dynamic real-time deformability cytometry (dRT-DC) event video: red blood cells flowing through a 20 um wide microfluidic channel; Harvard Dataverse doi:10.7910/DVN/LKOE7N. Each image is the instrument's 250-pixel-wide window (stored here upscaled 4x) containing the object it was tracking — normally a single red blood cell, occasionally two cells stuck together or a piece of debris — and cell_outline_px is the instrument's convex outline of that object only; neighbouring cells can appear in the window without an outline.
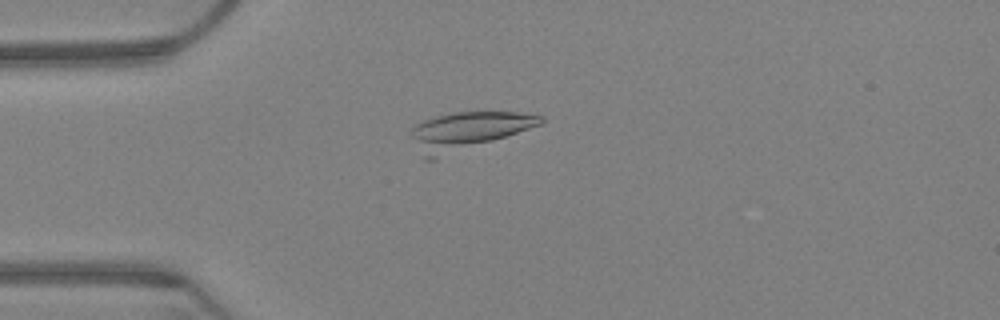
{"species": "Egyptian fruit bat (a non-hibernating species)", "species_latin": "Rousettus aegyptiacus", "temperature_condition": "warm", "stored_images_in_passage": 65, "camera_frame_rate_fps": 3000, "um_per_image_px": 0.085, "animal": {"sex": "female"}, "frame": {"image": 1, "passage_image": 17, "time_ms": 5.333, "image_size_px": [1000, 320], "cell_outline_px": [[544, 120], [540, 124], [436, 160], [424, 160], [412, 136], [412, 128], [416, 124], [432, 116], [452, 112], [516, 112], [544, 116]], "centroid_in_image_um": [39.69, 11.13], "position_along_channel_um": 45.3, "area_um2": 28.09}}
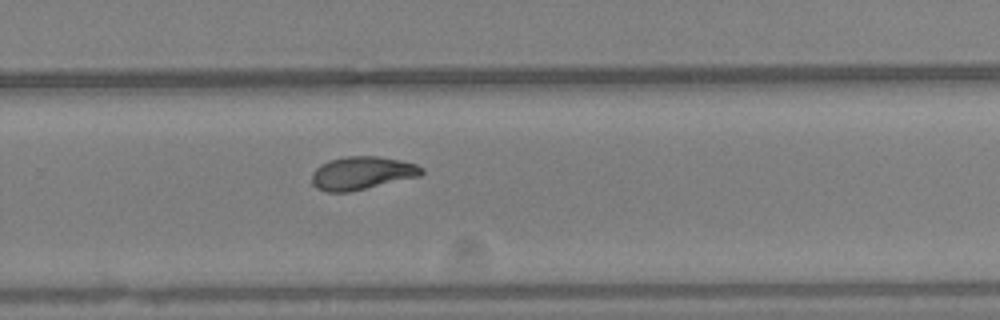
{"frame": {"image": 2, "passage_image": 43, "time_ms": 14.0, "image_size_px": [1000, 320], "cell_outline_px": [[424, 172], [420, 176], [348, 192], [324, 192], [316, 188], [312, 184], [312, 172], [320, 164], [328, 160], [344, 156], [376, 156], [400, 160], [416, 164], [424, 168]], "centroid_in_image_um": [30.73, 14.71], "position_along_channel_um": 299.1, "area_um2": 21.27}}
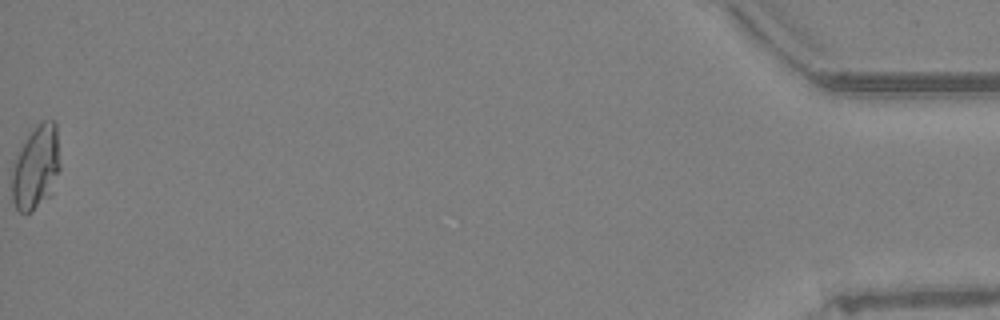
{"frame": {"image": 3, "passage_image": 65, "time_ms": 21.333, "image_size_px": [1000, 320], "cell_outline_px": [[60, 168], [48, 196], [28, 212], [20, 212], [16, 208], [12, 200], [12, 172], [16, 160], [28, 136], [44, 120], [56, 120]], "centroid_in_image_um": [3.07, 14.21], "position_along_channel_um": 432.1, "area_um2": 22.48}, "authors_computed_cell_mechanics": {"area_um2": 21.3282, "velocity_mm_per_s": 3.1831, "shape_relaxation_time_tau1_ms": null, "shape_relaxation_time_tau2_ms": 6.5772, "deformation_change_tau1": null, "deformation_change_tau2": 0.1133}}